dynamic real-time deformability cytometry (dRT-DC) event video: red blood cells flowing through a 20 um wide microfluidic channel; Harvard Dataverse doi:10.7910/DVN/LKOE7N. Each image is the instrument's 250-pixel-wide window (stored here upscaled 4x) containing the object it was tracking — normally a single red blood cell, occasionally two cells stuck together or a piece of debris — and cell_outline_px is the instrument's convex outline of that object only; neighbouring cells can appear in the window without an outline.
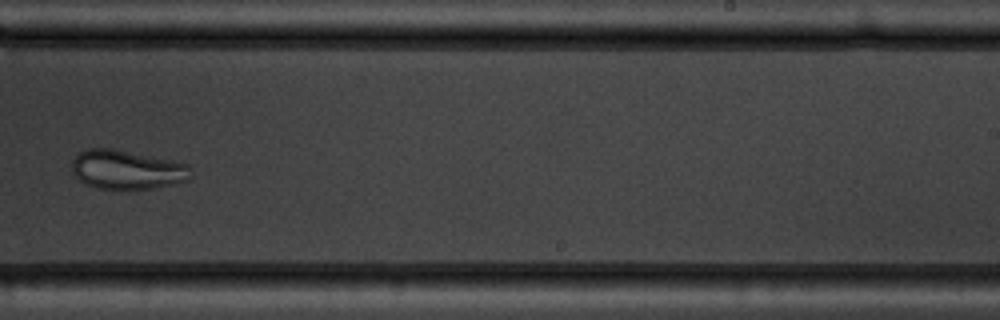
{"species": "common noctule bat (a hibernating species)", "species_latin": "Nyctalus noctula", "temperature_condition": "warm", "stored_images_in_passage": 10, "camera_frame_rate_fps": 3000, "um_per_image_px": 0.085, "animal": {"sex": "male", "body_mass_g": 19.5, "forearm_length_mm": 54.6}, "frame": {"image": 1, "passage_image": 9, "time_ms": 10.333, "image_size_px": [1000, 320], "cell_outline_px": [[192, 168], [188, 180], [176, 184], [156, 188], [132, 192], [120, 192], [96, 188], [80, 180], [72, 172], [72, 160], [80, 152], [88, 148], [112, 148], [188, 164]], "centroid_in_image_um": [10.8, 14.48], "position_along_channel_um": 278.2, "area_um2": 27.86}}